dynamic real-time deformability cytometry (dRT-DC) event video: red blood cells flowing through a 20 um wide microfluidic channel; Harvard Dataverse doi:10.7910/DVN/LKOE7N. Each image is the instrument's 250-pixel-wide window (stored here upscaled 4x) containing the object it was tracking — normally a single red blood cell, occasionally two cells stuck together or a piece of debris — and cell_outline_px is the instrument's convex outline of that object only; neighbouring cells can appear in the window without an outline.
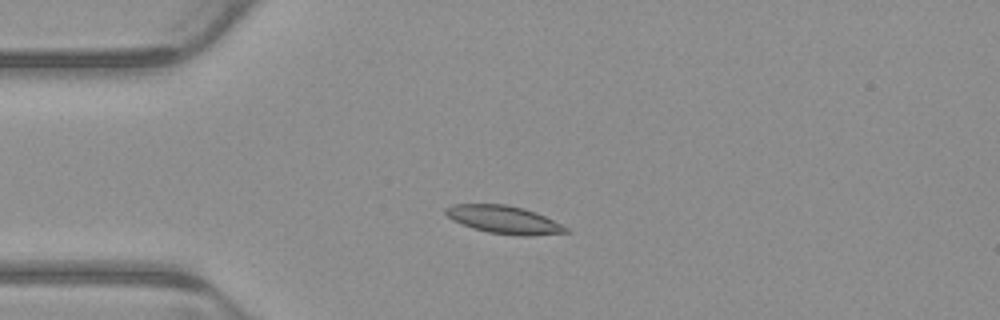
{"species": "common noctule bat (a hibernating species)", "species_latin": "Nyctalus noctula", "temperature_condition": "warm", "stored_images_in_passage": 6, "camera_frame_rate_fps": 3000, "um_per_image_px": 0.085, "animal": {"sex": "male", "body_mass_g": 23.1, "forearm_length_mm": 52.7}, "frame": {"image": 1, "passage_image": 4, "time_ms": 1.0, "image_size_px": [1000, 320], "cell_outline_px": [[572, 232], [532, 236], [524, 236], [488, 232], [472, 228], [452, 220], [444, 212], [444, 208], [452, 204], [508, 204], [524, 208], [536, 212], [568, 228]], "centroid_in_image_um": [42.83, 18.67], "position_along_channel_um": 42.2, "area_um2": 19.59}}
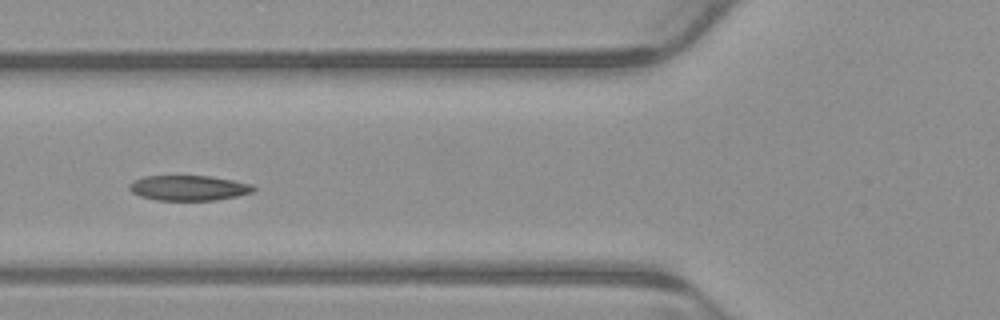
{"frame": {"image": 2, "passage_image": 6, "time_ms": 1.667, "image_size_px": [1000, 320], "cell_outline_px": [[256, 188], [252, 192], [236, 196], [216, 200], [156, 200], [140, 196], [132, 192], [128, 188], [128, 184], [132, 180], [144, 176], [212, 176], [252, 184]], "centroid_in_image_um": [16.0, 15.97], "position_along_channel_um": 109.8, "area_um2": 18.26}}